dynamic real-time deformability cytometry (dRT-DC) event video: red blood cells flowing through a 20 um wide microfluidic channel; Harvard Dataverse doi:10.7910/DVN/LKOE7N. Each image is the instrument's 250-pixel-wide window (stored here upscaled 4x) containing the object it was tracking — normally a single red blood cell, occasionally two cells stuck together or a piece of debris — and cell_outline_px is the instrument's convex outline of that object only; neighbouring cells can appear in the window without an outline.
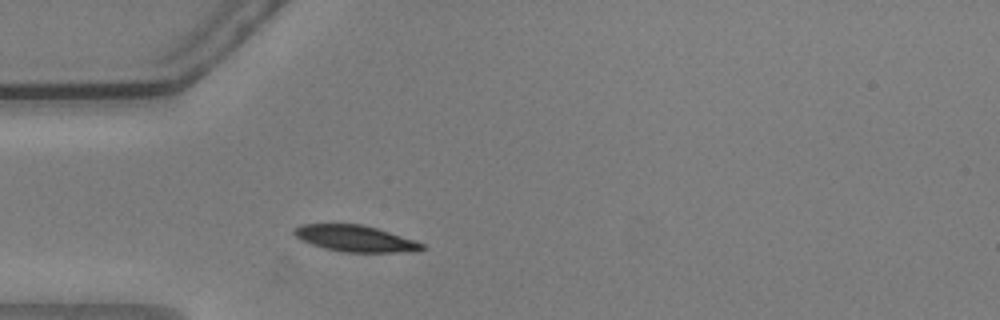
{"species": "common noctule bat (a hibernating species)", "species_latin": "Nyctalus noctula", "temperature_condition": "warm", "stored_images_in_passage": 42, "camera_frame_rate_fps": 3000, "um_per_image_px": 0.085, "animal": {"sex": "male", "body_mass_g": 20.5, "forearm_length_mm": 52.5}, "frame": {"image": 1, "passage_image": 2, "time_ms": 0.333, "image_size_px": [1000, 320], "cell_outline_px": [[428, 248], [420, 252], [340, 252], [324, 248], [300, 240], [292, 232], [292, 228], [300, 224], [364, 224], [416, 240], [424, 244]], "centroid_in_image_um": [30.24, 20.28], "position_along_channel_um": 54.8, "area_um2": 20.06}}
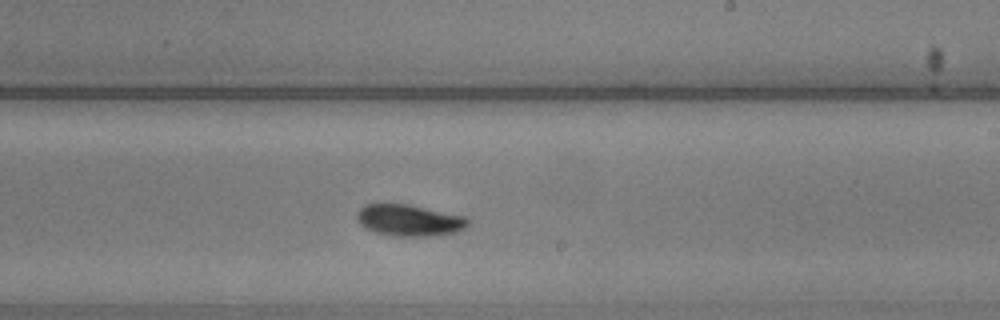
{"frame": {"image": 2, "passage_image": 19, "time_ms": 6.0, "image_size_px": [1000, 320], "cell_outline_px": [[468, 224], [464, 228], [456, 232], [428, 236], [392, 236], [376, 232], [364, 228], [356, 220], [356, 212], [364, 204], [408, 204], [464, 216], [468, 220]], "centroid_in_image_um": [34.72, 18.72], "position_along_channel_um": 254.3, "area_um2": 20.35}}
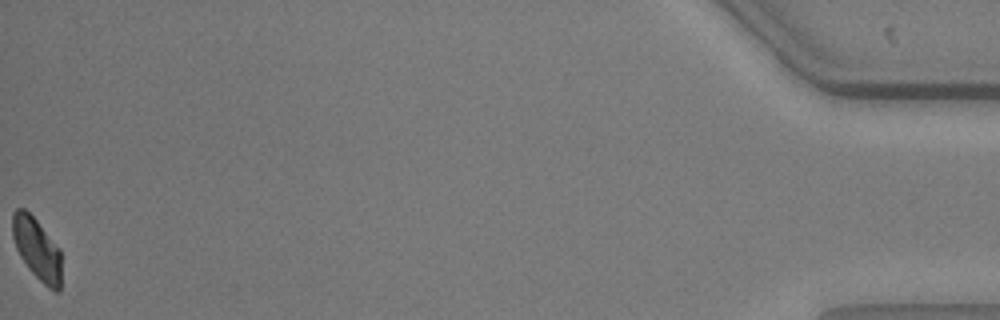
{"frame": {"image": 3, "passage_image": 42, "time_ms": 13.667, "image_size_px": [1000, 320], "cell_outline_px": [[60, 292], [56, 292], [48, 288], [28, 268], [20, 256], [16, 248], [12, 236], [12, 212], [16, 208], [24, 208], [36, 220], [60, 248]], "centroid_in_image_um": [3.12, 21.14], "position_along_channel_um": 432.1, "area_um2": 17.57}, "authors_computed_cell_mechanics": {"area_um2": 19.8832, "velocity_mm_per_s": 3.6271, "shape_relaxation_time_tau1_ms": 2.5059, "shape_relaxation_time_tau2_ms": 8.3081, "deformation_change_tau1": 0.1265, "deformation_change_tau2": 0.0955}}